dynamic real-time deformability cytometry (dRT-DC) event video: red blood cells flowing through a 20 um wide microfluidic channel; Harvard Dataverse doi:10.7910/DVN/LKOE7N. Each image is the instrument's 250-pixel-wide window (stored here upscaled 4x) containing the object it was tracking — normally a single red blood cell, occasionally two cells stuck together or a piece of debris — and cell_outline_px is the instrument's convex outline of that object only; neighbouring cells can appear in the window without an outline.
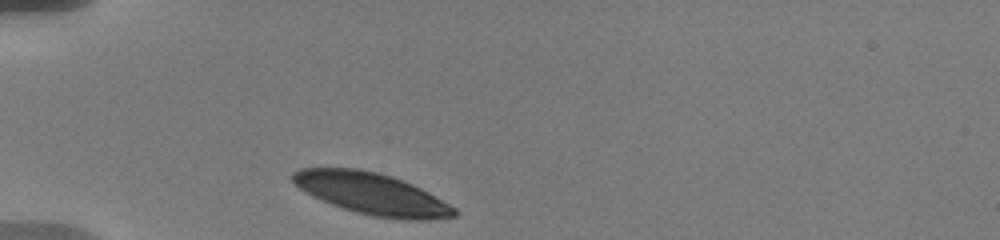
{"species": "human", "species_latin": "Homo sapiens", "temperature_condition": "warm", "stored_images_in_passage": 17, "camera_frame_rate_fps": 3000, "um_per_image_px": 0.085, "donor": {"sex": "male"}, "frame": {"image": 1, "passage_image": 1, "time_ms": 0.0, "image_size_px": [1000, 240], "cell_outline_px": [[456, 216], [424, 220], [404, 220], [372, 216], [356, 212], [332, 204], [312, 196], [300, 188], [292, 180], [292, 172], [300, 168], [360, 168], [392, 176], [412, 184], [428, 192], [456, 208]], "centroid_in_image_um": [31.6, 16.46], "position_along_channel_um": 53.4, "area_um2": 38.96}}
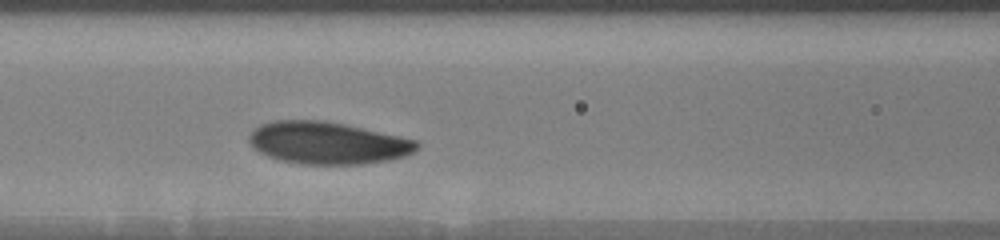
{"frame": {"image": 2, "passage_image": 7, "time_ms": 3.0, "image_size_px": [1000, 240], "cell_outline_px": [[420, 148], [404, 156], [388, 160], [364, 164], [300, 164], [280, 160], [268, 156], [260, 152], [248, 140], [248, 136], [260, 124], [272, 120], [324, 120], [344, 124], [400, 136], [416, 140], [420, 144]], "centroid_in_image_um": [27.85, 12.15], "position_along_channel_um": 138.7, "area_um2": 41.21}}
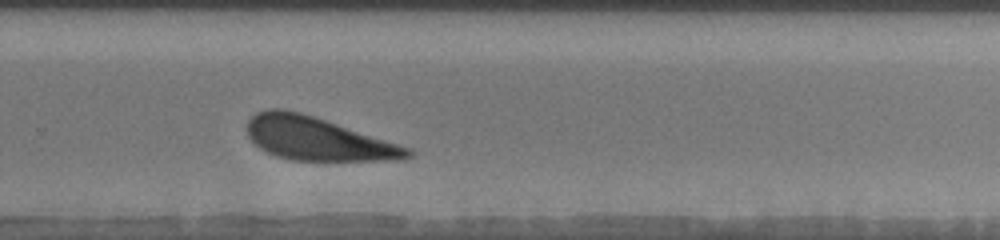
{"frame": {"image": 3, "passage_image": 15, "time_ms": 7.667, "image_size_px": [1000, 240], "cell_outline_px": [[416, 152], [412, 156], [404, 160], [288, 160], [276, 156], [260, 148], [248, 136], [248, 120], [256, 112], [268, 108], [284, 108], [300, 112], [412, 148]], "centroid_in_image_um": [27.01, 11.8], "position_along_channel_um": 302.8, "area_um2": 40.29}, "authors_computed_cell_mechanics": {"area_um2": 41.4426, "velocity_mm_per_s": 3.5296, "shape_relaxation_time_tau1_ms": 1.5215, "shape_relaxation_time_tau2_ms": null, "deformation_change_tau1": 0.0852, "deformation_change_tau2": null}}